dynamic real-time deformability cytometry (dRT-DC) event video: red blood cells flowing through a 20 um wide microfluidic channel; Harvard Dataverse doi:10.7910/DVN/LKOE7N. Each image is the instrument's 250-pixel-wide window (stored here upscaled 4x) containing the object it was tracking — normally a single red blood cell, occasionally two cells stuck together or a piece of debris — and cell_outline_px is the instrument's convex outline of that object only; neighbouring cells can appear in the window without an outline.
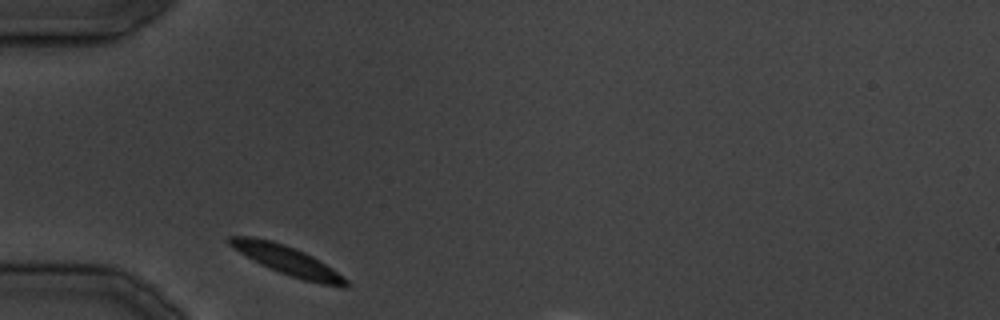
{"species": "common noctule bat (a hibernating species)", "species_latin": "Nyctalus noctula", "temperature_condition": "cold", "stored_images_in_passage": 12, "camera_frame_rate_fps": 3000, "um_per_image_px": 0.085, "animal": {"sex": "male", "body_mass_g": 19.5, "forearm_length_mm": 54.6}, "frame": {"image": 1, "passage_image": 1, "time_ms": 0.0, "image_size_px": [1000, 320], "cell_outline_px": [[352, 284], [348, 288], [344, 288], [304, 280], [268, 268], [260, 264], [240, 252], [228, 244], [228, 236], [252, 236], [272, 240], [296, 248], [312, 256], [332, 268], [348, 280]], "centroid_in_image_um": [24.45, 22.14], "position_along_channel_um": 60.5, "area_um2": 19.65}}
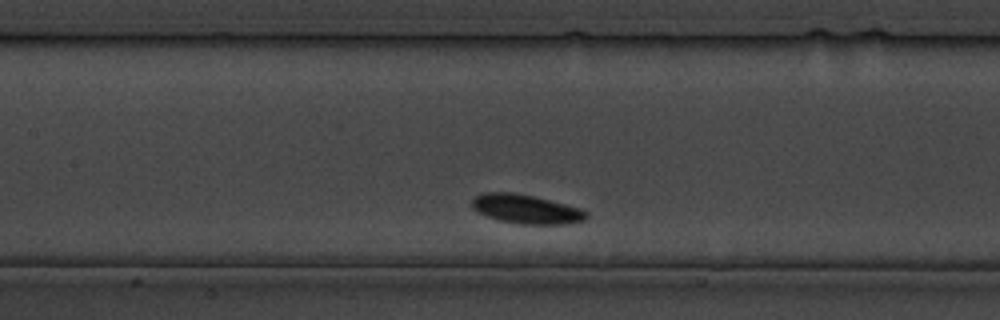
{"frame": {"image": 2, "passage_image": 7, "time_ms": 8.0, "image_size_px": [1000, 320], "cell_outline_px": [[588, 216], [584, 220], [564, 224], [520, 224], [500, 220], [488, 216], [472, 208], [472, 196], [480, 192], [512, 192], [532, 196], [580, 208], [588, 212]], "centroid_in_image_um": [44.69, 17.76], "position_along_channel_um": 162.7, "area_um2": 19.25}}
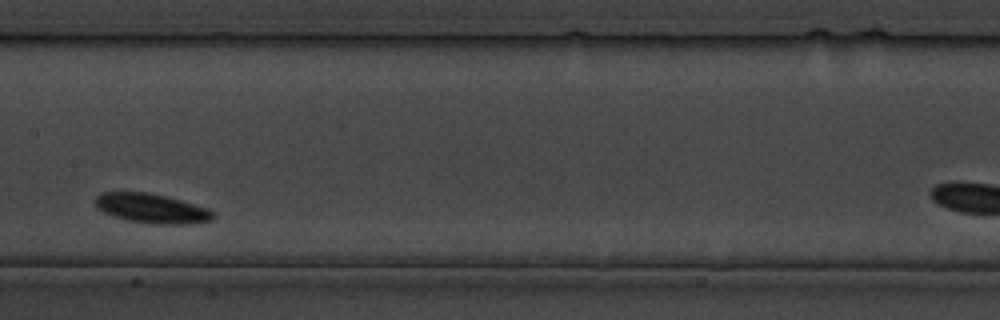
{"frame": {"image": 3, "passage_image": 9, "time_ms": 10.333, "image_size_px": [1000, 320], "cell_outline_px": [[212, 220], [184, 224], [148, 224], [128, 220], [112, 216], [96, 208], [96, 196], [100, 192], [148, 192], [180, 200], [208, 208], [212, 212]], "centroid_in_image_um": [12.84, 17.71], "position_along_channel_um": 194.6, "area_um2": 20.11}}